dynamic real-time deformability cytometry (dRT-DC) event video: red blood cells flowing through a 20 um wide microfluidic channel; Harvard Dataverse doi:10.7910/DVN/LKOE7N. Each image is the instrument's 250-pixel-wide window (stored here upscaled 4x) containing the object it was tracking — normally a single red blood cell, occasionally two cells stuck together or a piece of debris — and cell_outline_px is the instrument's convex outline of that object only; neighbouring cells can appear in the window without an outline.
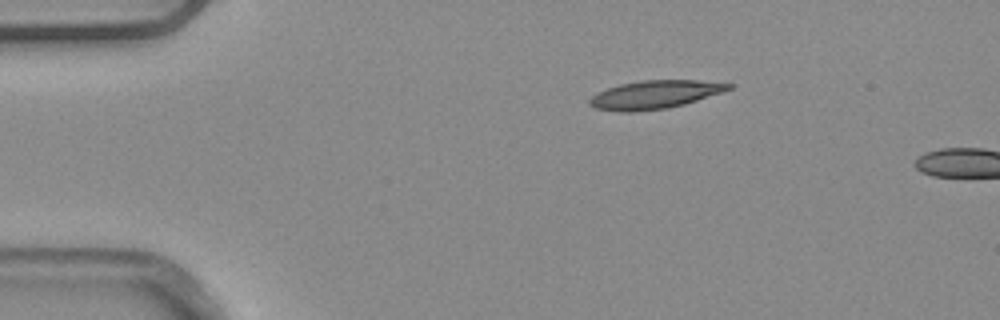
{"species": "common noctule bat (a hibernating species)", "species_latin": "Nyctalus noctula", "temperature_condition": "warm", "stored_images_in_passage": 2, "camera_frame_rate_fps": 3000, "um_per_image_px": 0.085, "animal": {"sex": "male", "body_mass_g": 20.4}, "frame": {"image": 1, "passage_image": 1, "time_ms": 0.0, "image_size_px": [1000, 320], "cell_outline_px": [[736, 84], [732, 88], [724, 92], [684, 104], [668, 108], [632, 112], [620, 112], [596, 108], [588, 104], [588, 100], [592, 96], [608, 88], [620, 84], [644, 80], [700, 80]], "centroid_in_image_um": [55.7, 8.04], "position_along_channel_um": 29.3, "area_um2": 22.95}}